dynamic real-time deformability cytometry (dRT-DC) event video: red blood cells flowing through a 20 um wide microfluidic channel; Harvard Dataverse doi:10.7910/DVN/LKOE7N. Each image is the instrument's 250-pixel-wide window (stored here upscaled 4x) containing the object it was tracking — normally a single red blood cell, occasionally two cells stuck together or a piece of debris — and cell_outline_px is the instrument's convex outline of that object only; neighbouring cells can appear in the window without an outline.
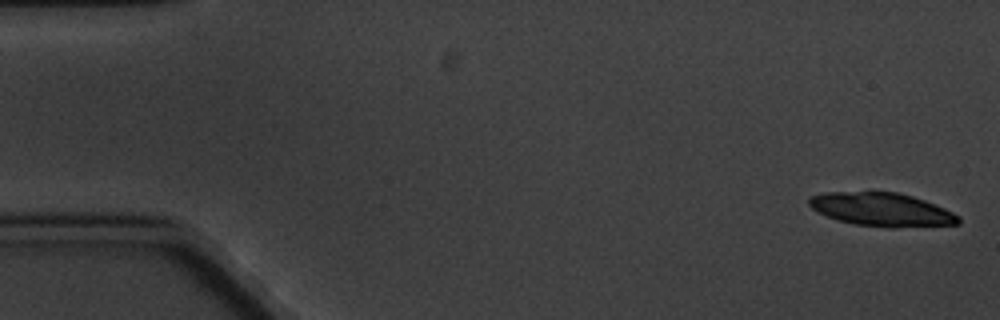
{"species": "common noctule bat (a hibernating species)", "species_latin": "Nyctalus noctula", "temperature_condition": "cold", "stored_images_in_passage": 9, "camera_frame_rate_fps": 3000, "um_per_image_px": 0.085, "animal": {"sex": "male", "body_mass_g": 20.1, "forearm_length_mm": 53.5}, "frame": {"image": 1, "passage_image": 1, "time_ms": 0.0, "image_size_px": [1000, 320], "cell_outline_px": [[960, 224], [896, 228], [888, 228], [856, 224], [836, 220], [812, 208], [808, 204], [808, 200], [812, 196], [824, 192], [896, 192], [912, 196], [924, 200], [944, 208], [960, 216]], "centroid_in_image_um": [74.97, 17.82], "position_along_channel_um": 10.0, "area_um2": 29.07}}